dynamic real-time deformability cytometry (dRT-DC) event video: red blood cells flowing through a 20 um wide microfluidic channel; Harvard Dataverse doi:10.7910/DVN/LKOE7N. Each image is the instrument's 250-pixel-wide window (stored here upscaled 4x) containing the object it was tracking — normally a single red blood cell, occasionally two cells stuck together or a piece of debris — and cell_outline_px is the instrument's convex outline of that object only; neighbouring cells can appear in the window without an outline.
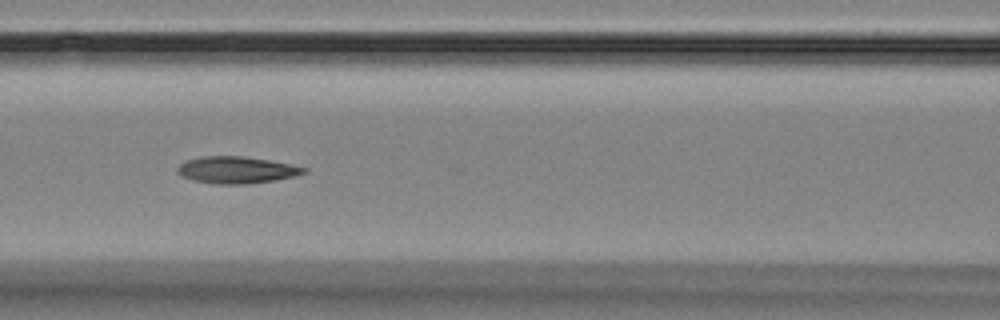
{"species": "Egyptian fruit bat (a non-hibernating species)", "species_latin": "Rousettus aegyptiacus", "temperature_condition": "room temperature", "stored_images_in_passage": 14, "camera_frame_rate_fps": 3000, "um_per_image_px": 0.085, "animal": {"sex": "female"}, "frame": {"image": 1, "passage_image": 7, "time_ms": 7.0, "image_size_px": [1000, 320], "cell_outline_px": [[308, 172], [296, 176], [276, 180], [244, 184], [216, 184], [196, 180], [180, 176], [176, 172], [176, 168], [180, 164], [188, 160], [200, 156], [244, 156], [268, 160], [308, 168]], "centroid_in_image_um": [20.11, 14.44], "position_along_channel_um": 146.5, "area_um2": 19.77}}
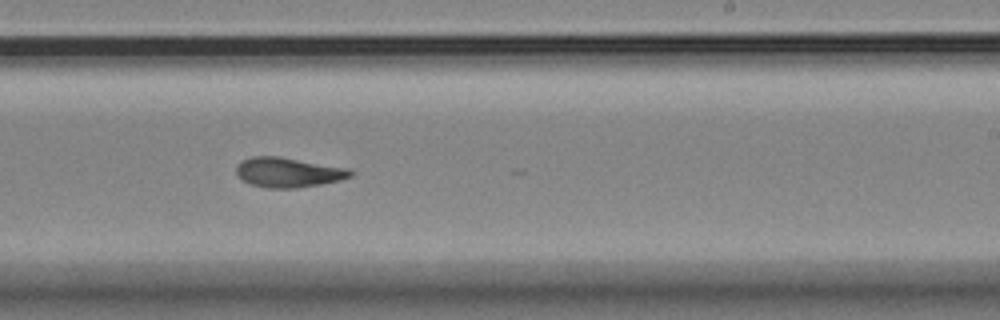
{"frame": {"image": 2, "passage_image": 10, "time_ms": 10.333, "image_size_px": [1000, 320], "cell_outline_px": [[352, 176], [340, 180], [320, 184], [296, 188], [268, 188], [252, 184], [240, 180], [236, 172], [236, 164], [240, 160], [252, 156], [280, 156], [348, 168], [352, 172]], "centroid_in_image_um": [24.45, 14.64], "position_along_channel_um": 264.6, "area_um2": 19.94}}
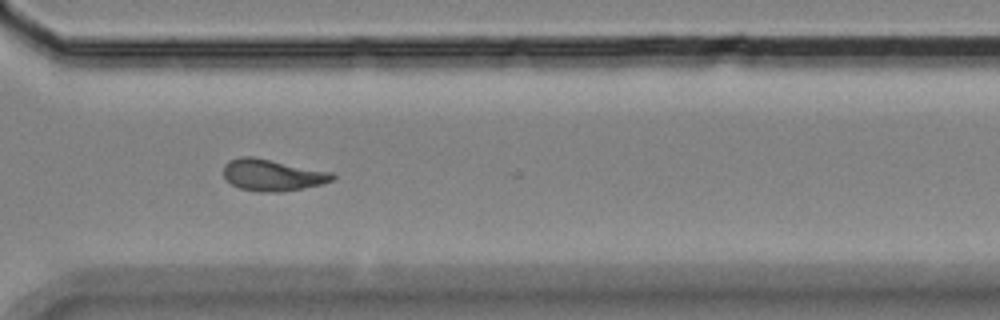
{"frame": {"image": 3, "passage_image": 12, "time_ms": 12.667, "image_size_px": [1000, 320], "cell_outline_px": [[336, 176], [332, 180], [324, 184], [304, 188], [280, 192], [260, 192], [240, 188], [232, 184], [224, 176], [224, 164], [228, 160], [240, 156], [252, 156], [332, 172]], "centroid_in_image_um": [23.16, 14.87], "position_along_channel_um": 347.4, "area_um2": 20.11}}